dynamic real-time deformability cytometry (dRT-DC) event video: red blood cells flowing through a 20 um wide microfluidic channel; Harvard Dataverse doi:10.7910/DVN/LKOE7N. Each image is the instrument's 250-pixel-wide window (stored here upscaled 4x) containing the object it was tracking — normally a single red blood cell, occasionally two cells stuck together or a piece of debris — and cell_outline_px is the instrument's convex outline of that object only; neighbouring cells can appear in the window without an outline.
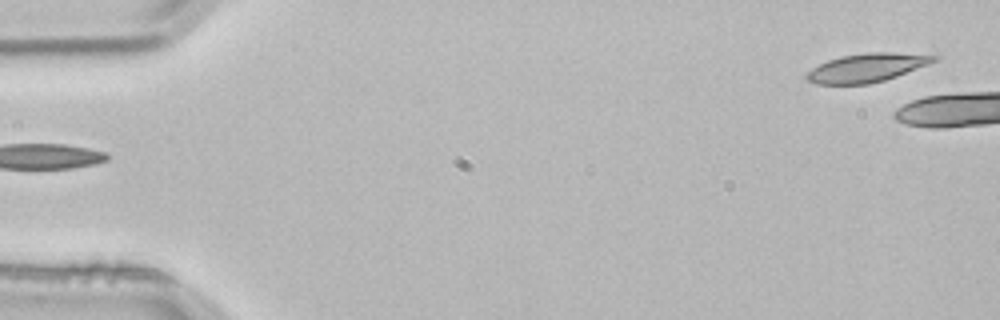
{"species": "common noctule bat (a hibernating species)", "species_latin": "Nyctalus noctula", "temperature_condition": "room temperature", "stored_images_in_passage": 4, "camera_frame_rate_fps": 3000, "um_per_image_px": 0.085, "animal": {"sex": "male", "body_mass_g": 21.5, "forearm_length_mm": 52.0}, "frame": {"image": 1, "passage_image": 4, "time_ms": 1.0, "image_size_px": [1000, 320], "cell_outline_px": [[940, 56], [936, 60], [928, 64], [896, 76], [884, 80], [868, 84], [816, 84], [808, 80], [804, 76], [812, 68], [828, 60], [840, 56], [868, 52], [892, 52]], "centroid_in_image_um": [73.66, 5.75], "position_along_channel_um": 11.3, "area_um2": 20.98}}